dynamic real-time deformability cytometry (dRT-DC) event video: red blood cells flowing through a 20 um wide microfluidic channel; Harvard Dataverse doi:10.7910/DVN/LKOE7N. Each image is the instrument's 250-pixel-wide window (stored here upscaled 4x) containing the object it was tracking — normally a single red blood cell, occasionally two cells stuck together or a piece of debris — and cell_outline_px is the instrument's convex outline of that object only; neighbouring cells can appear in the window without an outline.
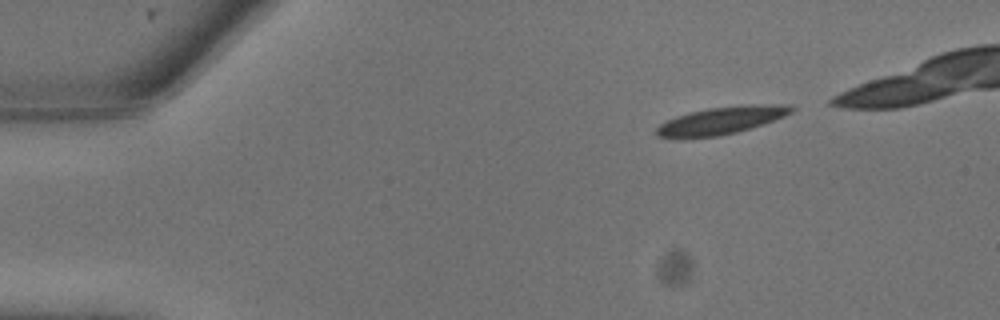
{"species": "common noctule bat (a hibernating species)", "species_latin": "Nyctalus noctula", "temperature_condition": "warm", "stored_images_in_passage": 6, "camera_frame_rate_fps": 3000, "um_per_image_px": 0.085, "animal": {"sex": "male", "body_mass_g": 13.3}, "frame": {"image": 1, "passage_image": 1, "time_ms": 0.0, "image_size_px": [1000, 320], "cell_outline_px": [[796, 108], [792, 112], [784, 116], [764, 124], [752, 128], [720, 136], [684, 140], [680, 140], [656, 136], [656, 128], [660, 124], [676, 116], [688, 112], [708, 108], [744, 104], [792, 104]], "centroid_in_image_um": [61.29, 10.26], "position_along_channel_um": 23.7, "area_um2": 22.43}}